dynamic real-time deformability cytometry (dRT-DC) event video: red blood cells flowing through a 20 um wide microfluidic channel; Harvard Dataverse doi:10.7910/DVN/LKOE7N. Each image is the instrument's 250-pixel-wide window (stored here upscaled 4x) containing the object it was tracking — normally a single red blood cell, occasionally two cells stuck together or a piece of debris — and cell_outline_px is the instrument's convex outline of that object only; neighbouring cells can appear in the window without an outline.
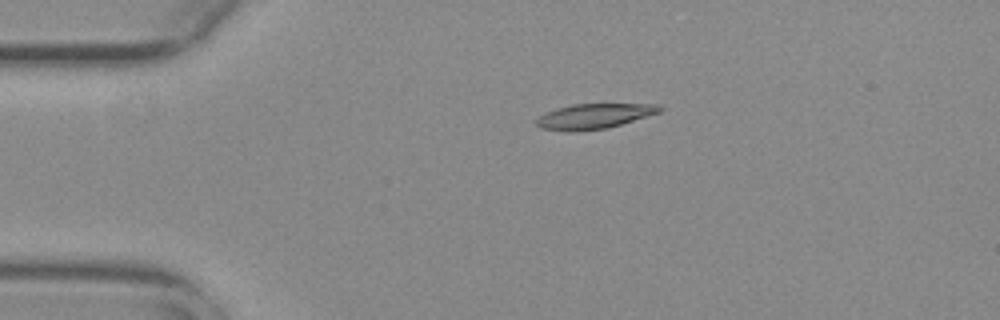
{"species": "common noctule bat (a hibernating species)", "species_latin": "Nyctalus noctula", "temperature_condition": "warm", "stored_images_in_passage": 44, "camera_frame_rate_fps": 3000, "um_per_image_px": 0.085, "animal": {"sex": "female", "body_mass_g": 29.2, "forearm_length_mm": 56.3}, "frame": {"image": 1, "passage_image": 1, "time_ms": 0.0, "image_size_px": [1000, 320], "cell_outline_px": [[664, 108], [660, 112], [608, 128], [576, 132], [568, 132], [540, 128], [536, 124], [536, 120], [540, 116], [556, 108], [572, 104], [660, 104]], "centroid_in_image_um": [50.5, 9.88], "position_along_channel_um": 34.5, "area_um2": 18.09}}
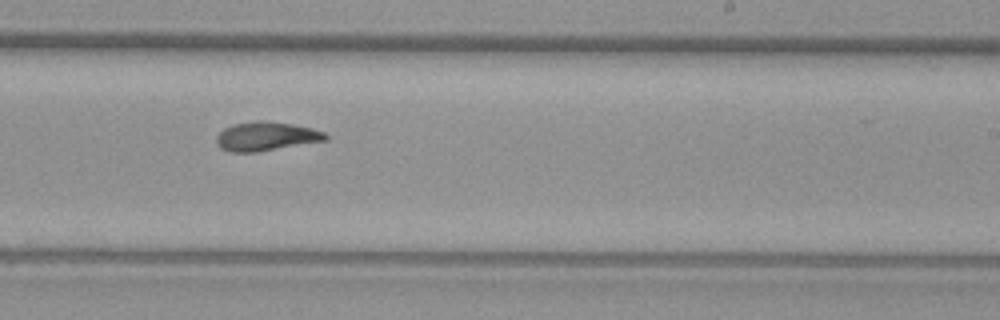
{"frame": {"image": 2, "passage_image": 23, "time_ms": 7.333, "image_size_px": [1000, 320], "cell_outline_px": [[328, 140], [256, 152], [228, 152], [220, 148], [216, 144], [216, 136], [224, 128], [232, 124], [256, 120], [264, 120], [292, 124], [312, 128], [324, 132], [328, 136]], "centroid_in_image_um": [22.59, 11.58], "position_along_channel_um": 266.4, "area_um2": 18.55}}
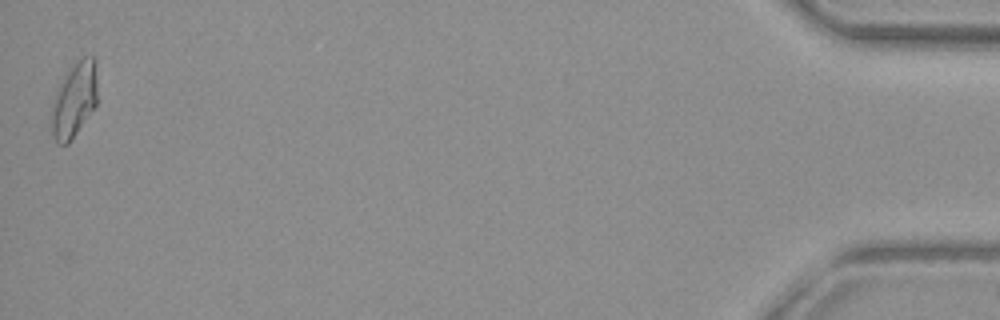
{"frame": {"image": 3, "passage_image": 44, "time_ms": 14.333, "image_size_px": [1000, 320], "cell_outline_px": [[96, 104], [68, 144], [56, 144], [52, 136], [52, 104], [56, 92], [64, 76], [84, 56], [96, 56]], "centroid_in_image_um": [6.31, 8.5], "position_along_channel_um": 428.9, "area_um2": 19.54}, "authors_computed_cell_mechanics": {"area_um2": 18.3804, "velocity_mm_per_s": 3.7499, "shape_relaxation_time_tau1_ms": null, "shape_relaxation_time_tau2_ms": 3.0285, "deformation_change_tau1": null, "deformation_change_tau2": 0.1012}}